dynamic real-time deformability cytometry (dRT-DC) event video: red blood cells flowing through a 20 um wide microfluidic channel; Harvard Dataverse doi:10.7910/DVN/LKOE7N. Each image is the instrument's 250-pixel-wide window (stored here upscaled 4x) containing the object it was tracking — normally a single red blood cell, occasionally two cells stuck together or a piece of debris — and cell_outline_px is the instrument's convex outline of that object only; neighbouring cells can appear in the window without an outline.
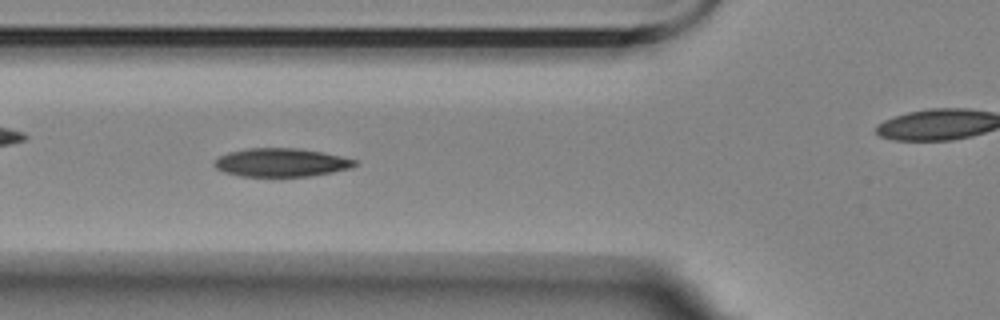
{"species": "Egyptian fruit bat (a non-hibernating species)", "species_latin": "Rousettus aegyptiacus", "temperature_condition": "room temperature", "stored_images_in_passage": 42, "camera_frame_rate_fps": 3000, "um_per_image_px": 0.085, "animal": {"sex": "female"}, "frame": {"image": 1, "passage_image": 8, "time_ms": 2.333, "image_size_px": [1000, 320], "cell_outline_px": [[356, 164], [352, 168], [312, 176], [240, 176], [224, 172], [216, 168], [212, 164], [220, 156], [228, 152], [248, 148], [296, 148], [324, 152], [356, 160]], "centroid_in_image_um": [23.9, 13.81], "position_along_channel_um": 101.9, "area_um2": 23.24}}
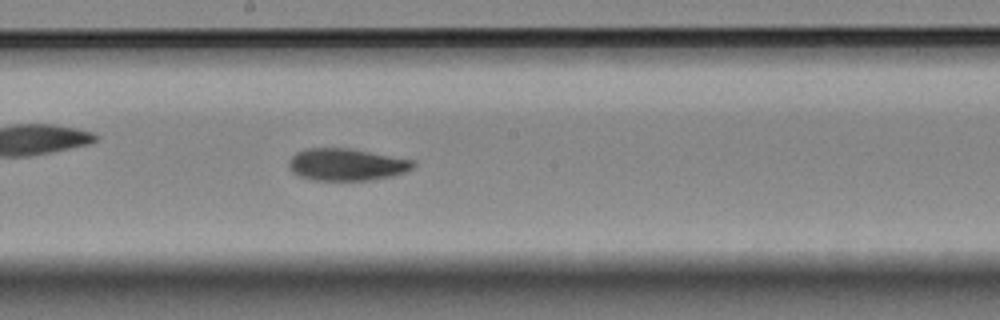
{"frame": {"image": 2, "passage_image": 18, "time_ms": 5.667, "image_size_px": [1000, 320], "cell_outline_px": [[416, 168], [392, 176], [368, 180], [316, 180], [300, 176], [292, 172], [288, 164], [288, 160], [296, 152], [308, 148], [348, 148], [416, 160]], "centroid_in_image_um": [29.49, 13.98], "position_along_channel_um": 218.7, "area_um2": 23.35}}
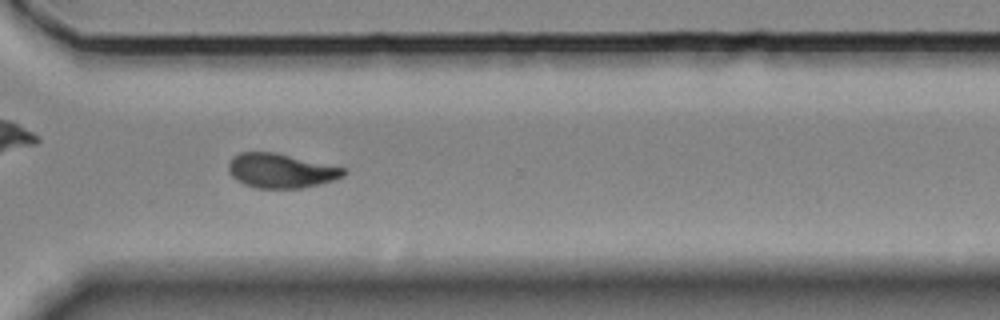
{"frame": {"image": 3, "passage_image": 29, "time_ms": 9.333, "image_size_px": [1000, 320], "cell_outline_px": [[348, 172], [344, 176], [320, 184], [300, 188], [256, 188], [244, 184], [236, 180], [228, 172], [228, 164], [232, 156], [240, 152], [276, 152], [348, 168]], "centroid_in_image_um": [23.89, 14.5], "position_along_channel_um": 346.7, "area_um2": 23.41}, "authors_computed_cell_mechanics": {"area_um2": 23.409, "velocity_mm_per_s": 3.4976, "shape_relaxation_time_tau1_ms": 6.3532, "shape_relaxation_time_tau2_ms": 5.7125, "deformation_change_tau1": 0.1675, "deformation_change_tau2": 0.1061}}